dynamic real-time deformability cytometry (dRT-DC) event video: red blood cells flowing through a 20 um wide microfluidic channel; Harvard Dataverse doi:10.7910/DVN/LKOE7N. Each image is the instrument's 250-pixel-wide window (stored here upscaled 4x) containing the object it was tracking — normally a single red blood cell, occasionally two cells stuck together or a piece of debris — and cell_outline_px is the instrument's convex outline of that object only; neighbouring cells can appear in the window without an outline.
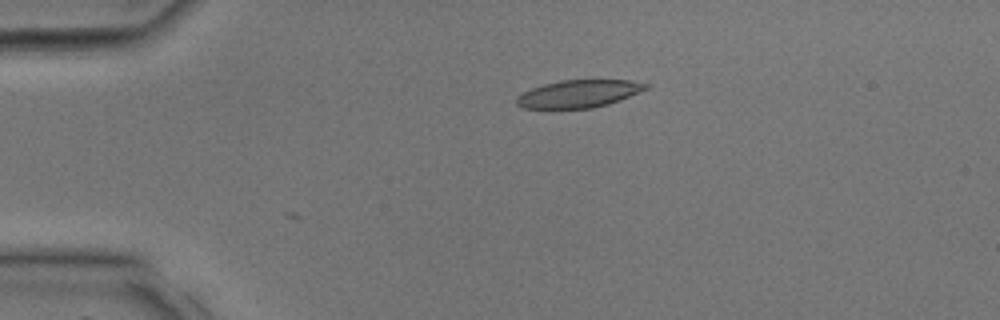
{"species": "common noctule bat (a hibernating species)", "species_latin": "Nyctalus noctula", "temperature_condition": "room temperature", "stored_images_in_passage": 2, "camera_frame_rate_fps": 3000, "um_per_image_px": 0.085, "animal": {"sex": "male", "body_mass_g": 17.9, "forearm_length_mm": 54.2}, "frame": {"image": 1, "passage_image": 2, "time_ms": 0.333, "image_size_px": [1000, 320], "cell_outline_px": [[652, 84], [648, 88], [620, 100], [608, 104], [592, 108], [524, 108], [516, 104], [516, 96], [532, 88], [544, 84], [560, 80], [628, 80]], "centroid_in_image_um": [49.2, 7.96], "position_along_channel_um": 35.8, "area_um2": 20.69}}